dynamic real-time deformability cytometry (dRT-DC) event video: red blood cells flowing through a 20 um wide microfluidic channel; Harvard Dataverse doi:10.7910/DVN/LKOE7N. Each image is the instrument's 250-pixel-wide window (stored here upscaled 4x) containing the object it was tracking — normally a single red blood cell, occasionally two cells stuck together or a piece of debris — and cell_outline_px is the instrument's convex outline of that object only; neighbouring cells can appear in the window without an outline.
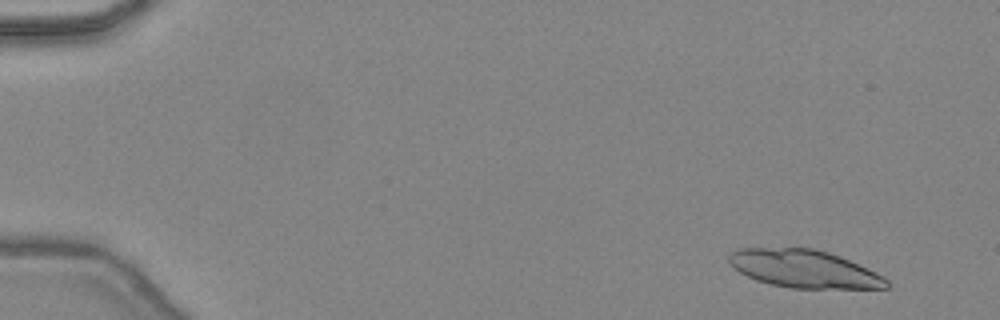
{"species": "common noctule bat (a hibernating species)", "species_latin": "Nyctalus noctula", "temperature_condition": "warm", "stored_images_in_passage": 20, "camera_frame_rate_fps": 3000, "um_per_image_px": 0.085, "animal": {"sex": "female", "body_mass_g": 24.6, "forearm_length_mm": 56.2}, "frame": {"image": 1, "passage_image": 4, "time_ms": 1.0, "image_size_px": [1000, 320], "cell_outline_px": [[888, 288], [792, 288], [772, 284], [756, 280], [740, 272], [728, 260], [728, 256], [736, 248], [812, 248], [828, 252], [840, 256], [868, 268], [884, 276], [888, 280]], "centroid_in_image_um": [68.37, 22.84], "position_along_channel_um": 16.6, "area_um2": 34.51}}